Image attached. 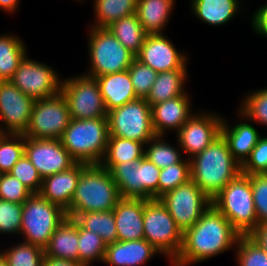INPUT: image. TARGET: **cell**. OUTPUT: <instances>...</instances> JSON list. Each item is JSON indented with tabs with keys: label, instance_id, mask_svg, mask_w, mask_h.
Returning a JSON list of instances; mask_svg holds the SVG:
<instances>
[{
	"label": "cell",
	"instance_id": "cell-47",
	"mask_svg": "<svg viewBox=\"0 0 267 266\" xmlns=\"http://www.w3.org/2000/svg\"><path fill=\"white\" fill-rule=\"evenodd\" d=\"M258 225L267 223V174L250 175Z\"/></svg>",
	"mask_w": 267,
	"mask_h": 266
},
{
	"label": "cell",
	"instance_id": "cell-7",
	"mask_svg": "<svg viewBox=\"0 0 267 266\" xmlns=\"http://www.w3.org/2000/svg\"><path fill=\"white\" fill-rule=\"evenodd\" d=\"M87 36L90 66L85 75L99 77L128 70L135 55L107 28L90 27Z\"/></svg>",
	"mask_w": 267,
	"mask_h": 266
},
{
	"label": "cell",
	"instance_id": "cell-15",
	"mask_svg": "<svg viewBox=\"0 0 267 266\" xmlns=\"http://www.w3.org/2000/svg\"><path fill=\"white\" fill-rule=\"evenodd\" d=\"M34 102L11 81H0V133L23 134Z\"/></svg>",
	"mask_w": 267,
	"mask_h": 266
},
{
	"label": "cell",
	"instance_id": "cell-45",
	"mask_svg": "<svg viewBox=\"0 0 267 266\" xmlns=\"http://www.w3.org/2000/svg\"><path fill=\"white\" fill-rule=\"evenodd\" d=\"M32 194L16 177L0 174V199L23 204Z\"/></svg>",
	"mask_w": 267,
	"mask_h": 266
},
{
	"label": "cell",
	"instance_id": "cell-19",
	"mask_svg": "<svg viewBox=\"0 0 267 266\" xmlns=\"http://www.w3.org/2000/svg\"><path fill=\"white\" fill-rule=\"evenodd\" d=\"M87 165L76 163L66 171L43 178L39 194L66 210L71 204L79 176Z\"/></svg>",
	"mask_w": 267,
	"mask_h": 266
},
{
	"label": "cell",
	"instance_id": "cell-17",
	"mask_svg": "<svg viewBox=\"0 0 267 266\" xmlns=\"http://www.w3.org/2000/svg\"><path fill=\"white\" fill-rule=\"evenodd\" d=\"M186 54L177 50L164 34H147L135 57L159 73L174 69H187L189 58Z\"/></svg>",
	"mask_w": 267,
	"mask_h": 266
},
{
	"label": "cell",
	"instance_id": "cell-32",
	"mask_svg": "<svg viewBox=\"0 0 267 266\" xmlns=\"http://www.w3.org/2000/svg\"><path fill=\"white\" fill-rule=\"evenodd\" d=\"M110 172L121 198L141 199L140 160L117 164Z\"/></svg>",
	"mask_w": 267,
	"mask_h": 266
},
{
	"label": "cell",
	"instance_id": "cell-12",
	"mask_svg": "<svg viewBox=\"0 0 267 266\" xmlns=\"http://www.w3.org/2000/svg\"><path fill=\"white\" fill-rule=\"evenodd\" d=\"M158 199L182 232L192 227L212 205V200L191 179Z\"/></svg>",
	"mask_w": 267,
	"mask_h": 266
},
{
	"label": "cell",
	"instance_id": "cell-20",
	"mask_svg": "<svg viewBox=\"0 0 267 266\" xmlns=\"http://www.w3.org/2000/svg\"><path fill=\"white\" fill-rule=\"evenodd\" d=\"M117 241L144 239V199L121 198L113 209Z\"/></svg>",
	"mask_w": 267,
	"mask_h": 266
},
{
	"label": "cell",
	"instance_id": "cell-11",
	"mask_svg": "<svg viewBox=\"0 0 267 266\" xmlns=\"http://www.w3.org/2000/svg\"><path fill=\"white\" fill-rule=\"evenodd\" d=\"M71 121L67 101L60 91L56 95L35 100L25 137L60 140Z\"/></svg>",
	"mask_w": 267,
	"mask_h": 266
},
{
	"label": "cell",
	"instance_id": "cell-30",
	"mask_svg": "<svg viewBox=\"0 0 267 266\" xmlns=\"http://www.w3.org/2000/svg\"><path fill=\"white\" fill-rule=\"evenodd\" d=\"M106 28L135 56L139 53L147 35L136 13L118 19Z\"/></svg>",
	"mask_w": 267,
	"mask_h": 266
},
{
	"label": "cell",
	"instance_id": "cell-1",
	"mask_svg": "<svg viewBox=\"0 0 267 266\" xmlns=\"http://www.w3.org/2000/svg\"><path fill=\"white\" fill-rule=\"evenodd\" d=\"M241 234L213 205L183 232V243L171 266H191L236 247Z\"/></svg>",
	"mask_w": 267,
	"mask_h": 266
},
{
	"label": "cell",
	"instance_id": "cell-43",
	"mask_svg": "<svg viewBox=\"0 0 267 266\" xmlns=\"http://www.w3.org/2000/svg\"><path fill=\"white\" fill-rule=\"evenodd\" d=\"M160 171L146 156L140 159L141 199H158Z\"/></svg>",
	"mask_w": 267,
	"mask_h": 266
},
{
	"label": "cell",
	"instance_id": "cell-25",
	"mask_svg": "<svg viewBox=\"0 0 267 266\" xmlns=\"http://www.w3.org/2000/svg\"><path fill=\"white\" fill-rule=\"evenodd\" d=\"M191 1L190 8L195 17L210 26L227 24L235 15L240 13L239 9H242L241 0Z\"/></svg>",
	"mask_w": 267,
	"mask_h": 266
},
{
	"label": "cell",
	"instance_id": "cell-24",
	"mask_svg": "<svg viewBox=\"0 0 267 266\" xmlns=\"http://www.w3.org/2000/svg\"><path fill=\"white\" fill-rule=\"evenodd\" d=\"M96 78L107 112L138 99L128 70Z\"/></svg>",
	"mask_w": 267,
	"mask_h": 266
},
{
	"label": "cell",
	"instance_id": "cell-38",
	"mask_svg": "<svg viewBox=\"0 0 267 266\" xmlns=\"http://www.w3.org/2000/svg\"><path fill=\"white\" fill-rule=\"evenodd\" d=\"M191 179L190 160L184 159L161 169L158 181V198Z\"/></svg>",
	"mask_w": 267,
	"mask_h": 266
},
{
	"label": "cell",
	"instance_id": "cell-49",
	"mask_svg": "<svg viewBox=\"0 0 267 266\" xmlns=\"http://www.w3.org/2000/svg\"><path fill=\"white\" fill-rule=\"evenodd\" d=\"M249 236L267 253V223L258 225Z\"/></svg>",
	"mask_w": 267,
	"mask_h": 266
},
{
	"label": "cell",
	"instance_id": "cell-42",
	"mask_svg": "<svg viewBox=\"0 0 267 266\" xmlns=\"http://www.w3.org/2000/svg\"><path fill=\"white\" fill-rule=\"evenodd\" d=\"M23 204L0 199V235L21 233Z\"/></svg>",
	"mask_w": 267,
	"mask_h": 266
},
{
	"label": "cell",
	"instance_id": "cell-13",
	"mask_svg": "<svg viewBox=\"0 0 267 266\" xmlns=\"http://www.w3.org/2000/svg\"><path fill=\"white\" fill-rule=\"evenodd\" d=\"M58 76L54 68L26 54L10 81L25 95L40 100L61 91L62 79Z\"/></svg>",
	"mask_w": 267,
	"mask_h": 266
},
{
	"label": "cell",
	"instance_id": "cell-14",
	"mask_svg": "<svg viewBox=\"0 0 267 266\" xmlns=\"http://www.w3.org/2000/svg\"><path fill=\"white\" fill-rule=\"evenodd\" d=\"M223 117L218 112L196 111L183 124L176 133V142L187 159L201 153L221 135Z\"/></svg>",
	"mask_w": 267,
	"mask_h": 266
},
{
	"label": "cell",
	"instance_id": "cell-3",
	"mask_svg": "<svg viewBox=\"0 0 267 266\" xmlns=\"http://www.w3.org/2000/svg\"><path fill=\"white\" fill-rule=\"evenodd\" d=\"M120 199L111 172L100 164H88L79 176L71 204L65 211L68 218L74 219L80 213L113 210Z\"/></svg>",
	"mask_w": 267,
	"mask_h": 266
},
{
	"label": "cell",
	"instance_id": "cell-29",
	"mask_svg": "<svg viewBox=\"0 0 267 266\" xmlns=\"http://www.w3.org/2000/svg\"><path fill=\"white\" fill-rule=\"evenodd\" d=\"M14 34L0 35V81H10L27 54L25 43Z\"/></svg>",
	"mask_w": 267,
	"mask_h": 266
},
{
	"label": "cell",
	"instance_id": "cell-51",
	"mask_svg": "<svg viewBox=\"0 0 267 266\" xmlns=\"http://www.w3.org/2000/svg\"><path fill=\"white\" fill-rule=\"evenodd\" d=\"M21 0H0V10L12 14L18 9Z\"/></svg>",
	"mask_w": 267,
	"mask_h": 266
},
{
	"label": "cell",
	"instance_id": "cell-46",
	"mask_svg": "<svg viewBox=\"0 0 267 266\" xmlns=\"http://www.w3.org/2000/svg\"><path fill=\"white\" fill-rule=\"evenodd\" d=\"M246 175L267 174V136H261L249 157L241 165Z\"/></svg>",
	"mask_w": 267,
	"mask_h": 266
},
{
	"label": "cell",
	"instance_id": "cell-26",
	"mask_svg": "<svg viewBox=\"0 0 267 266\" xmlns=\"http://www.w3.org/2000/svg\"><path fill=\"white\" fill-rule=\"evenodd\" d=\"M176 0H137L136 15L147 34H165Z\"/></svg>",
	"mask_w": 267,
	"mask_h": 266
},
{
	"label": "cell",
	"instance_id": "cell-36",
	"mask_svg": "<svg viewBox=\"0 0 267 266\" xmlns=\"http://www.w3.org/2000/svg\"><path fill=\"white\" fill-rule=\"evenodd\" d=\"M106 243L93 231L82 228L79 225L78 262L92 266L94 262H103Z\"/></svg>",
	"mask_w": 267,
	"mask_h": 266
},
{
	"label": "cell",
	"instance_id": "cell-39",
	"mask_svg": "<svg viewBox=\"0 0 267 266\" xmlns=\"http://www.w3.org/2000/svg\"><path fill=\"white\" fill-rule=\"evenodd\" d=\"M237 266H267V253L249 235H241L234 248Z\"/></svg>",
	"mask_w": 267,
	"mask_h": 266
},
{
	"label": "cell",
	"instance_id": "cell-10",
	"mask_svg": "<svg viewBox=\"0 0 267 266\" xmlns=\"http://www.w3.org/2000/svg\"><path fill=\"white\" fill-rule=\"evenodd\" d=\"M61 92L64 95L71 119L107 118V110L94 77L84 73L62 79Z\"/></svg>",
	"mask_w": 267,
	"mask_h": 266
},
{
	"label": "cell",
	"instance_id": "cell-4",
	"mask_svg": "<svg viewBox=\"0 0 267 266\" xmlns=\"http://www.w3.org/2000/svg\"><path fill=\"white\" fill-rule=\"evenodd\" d=\"M108 137V118L71 119L60 141L77 163L100 164Z\"/></svg>",
	"mask_w": 267,
	"mask_h": 266
},
{
	"label": "cell",
	"instance_id": "cell-31",
	"mask_svg": "<svg viewBox=\"0 0 267 266\" xmlns=\"http://www.w3.org/2000/svg\"><path fill=\"white\" fill-rule=\"evenodd\" d=\"M95 22L91 27L106 28L114 21L136 13L137 0H93Z\"/></svg>",
	"mask_w": 267,
	"mask_h": 266
},
{
	"label": "cell",
	"instance_id": "cell-21",
	"mask_svg": "<svg viewBox=\"0 0 267 266\" xmlns=\"http://www.w3.org/2000/svg\"><path fill=\"white\" fill-rule=\"evenodd\" d=\"M238 118H241L236 125H229L227 120L223 118L221 126V135L226 140L229 150L233 158L242 165L245 160L249 157L252 149L258 143L261 134L251 125V121L243 115L239 110ZM243 118V119H242ZM250 122V123H249Z\"/></svg>",
	"mask_w": 267,
	"mask_h": 266
},
{
	"label": "cell",
	"instance_id": "cell-22",
	"mask_svg": "<svg viewBox=\"0 0 267 266\" xmlns=\"http://www.w3.org/2000/svg\"><path fill=\"white\" fill-rule=\"evenodd\" d=\"M159 254L145 239L116 241L107 245L103 263L109 266H142Z\"/></svg>",
	"mask_w": 267,
	"mask_h": 266
},
{
	"label": "cell",
	"instance_id": "cell-35",
	"mask_svg": "<svg viewBox=\"0 0 267 266\" xmlns=\"http://www.w3.org/2000/svg\"><path fill=\"white\" fill-rule=\"evenodd\" d=\"M0 253L9 266H42L45 259L42 247L22 241L1 250Z\"/></svg>",
	"mask_w": 267,
	"mask_h": 266
},
{
	"label": "cell",
	"instance_id": "cell-41",
	"mask_svg": "<svg viewBox=\"0 0 267 266\" xmlns=\"http://www.w3.org/2000/svg\"><path fill=\"white\" fill-rule=\"evenodd\" d=\"M128 72L137 97L146 98L158 73L136 57L128 68Z\"/></svg>",
	"mask_w": 267,
	"mask_h": 266
},
{
	"label": "cell",
	"instance_id": "cell-28",
	"mask_svg": "<svg viewBox=\"0 0 267 266\" xmlns=\"http://www.w3.org/2000/svg\"><path fill=\"white\" fill-rule=\"evenodd\" d=\"M145 144L139 141L109 136L105 154L100 165L111 171L117 164L139 161L145 156Z\"/></svg>",
	"mask_w": 267,
	"mask_h": 266
},
{
	"label": "cell",
	"instance_id": "cell-18",
	"mask_svg": "<svg viewBox=\"0 0 267 266\" xmlns=\"http://www.w3.org/2000/svg\"><path fill=\"white\" fill-rule=\"evenodd\" d=\"M191 97L184 93L151 107L152 124L156 135H167L173 129L177 133L183 124L194 114Z\"/></svg>",
	"mask_w": 267,
	"mask_h": 266
},
{
	"label": "cell",
	"instance_id": "cell-6",
	"mask_svg": "<svg viewBox=\"0 0 267 266\" xmlns=\"http://www.w3.org/2000/svg\"><path fill=\"white\" fill-rule=\"evenodd\" d=\"M67 217L62 207L49 202L39 193H33L22 207L20 235L23 236V242L44 249L54 231Z\"/></svg>",
	"mask_w": 267,
	"mask_h": 266
},
{
	"label": "cell",
	"instance_id": "cell-27",
	"mask_svg": "<svg viewBox=\"0 0 267 266\" xmlns=\"http://www.w3.org/2000/svg\"><path fill=\"white\" fill-rule=\"evenodd\" d=\"M188 79L187 69L159 72L145 99L152 107L168 99L180 96L186 93L185 83Z\"/></svg>",
	"mask_w": 267,
	"mask_h": 266
},
{
	"label": "cell",
	"instance_id": "cell-5",
	"mask_svg": "<svg viewBox=\"0 0 267 266\" xmlns=\"http://www.w3.org/2000/svg\"><path fill=\"white\" fill-rule=\"evenodd\" d=\"M211 200L241 235L258 226L250 175L239 173Z\"/></svg>",
	"mask_w": 267,
	"mask_h": 266
},
{
	"label": "cell",
	"instance_id": "cell-23",
	"mask_svg": "<svg viewBox=\"0 0 267 266\" xmlns=\"http://www.w3.org/2000/svg\"><path fill=\"white\" fill-rule=\"evenodd\" d=\"M79 224L66 218L54 231L44 248L45 257L78 262Z\"/></svg>",
	"mask_w": 267,
	"mask_h": 266
},
{
	"label": "cell",
	"instance_id": "cell-2",
	"mask_svg": "<svg viewBox=\"0 0 267 266\" xmlns=\"http://www.w3.org/2000/svg\"><path fill=\"white\" fill-rule=\"evenodd\" d=\"M189 160L191 180L210 199L241 173V165L233 158L222 135Z\"/></svg>",
	"mask_w": 267,
	"mask_h": 266
},
{
	"label": "cell",
	"instance_id": "cell-37",
	"mask_svg": "<svg viewBox=\"0 0 267 266\" xmlns=\"http://www.w3.org/2000/svg\"><path fill=\"white\" fill-rule=\"evenodd\" d=\"M24 153L23 134L0 133V174L9 173Z\"/></svg>",
	"mask_w": 267,
	"mask_h": 266
},
{
	"label": "cell",
	"instance_id": "cell-8",
	"mask_svg": "<svg viewBox=\"0 0 267 266\" xmlns=\"http://www.w3.org/2000/svg\"><path fill=\"white\" fill-rule=\"evenodd\" d=\"M144 239L173 262L183 243V232L159 199H144Z\"/></svg>",
	"mask_w": 267,
	"mask_h": 266
},
{
	"label": "cell",
	"instance_id": "cell-16",
	"mask_svg": "<svg viewBox=\"0 0 267 266\" xmlns=\"http://www.w3.org/2000/svg\"><path fill=\"white\" fill-rule=\"evenodd\" d=\"M43 178L66 171L77 162L58 139L25 137V153Z\"/></svg>",
	"mask_w": 267,
	"mask_h": 266
},
{
	"label": "cell",
	"instance_id": "cell-34",
	"mask_svg": "<svg viewBox=\"0 0 267 266\" xmlns=\"http://www.w3.org/2000/svg\"><path fill=\"white\" fill-rule=\"evenodd\" d=\"M145 156L159 169L181 162L184 157L182 149L166 141L165 135H156L145 144ZM183 157V158H182Z\"/></svg>",
	"mask_w": 267,
	"mask_h": 266
},
{
	"label": "cell",
	"instance_id": "cell-48",
	"mask_svg": "<svg viewBox=\"0 0 267 266\" xmlns=\"http://www.w3.org/2000/svg\"><path fill=\"white\" fill-rule=\"evenodd\" d=\"M251 18V27L254 33L262 38H267V3L257 7Z\"/></svg>",
	"mask_w": 267,
	"mask_h": 266
},
{
	"label": "cell",
	"instance_id": "cell-9",
	"mask_svg": "<svg viewBox=\"0 0 267 266\" xmlns=\"http://www.w3.org/2000/svg\"><path fill=\"white\" fill-rule=\"evenodd\" d=\"M109 136L146 144L156 136L152 124L151 106L145 98H138L107 113Z\"/></svg>",
	"mask_w": 267,
	"mask_h": 266
},
{
	"label": "cell",
	"instance_id": "cell-40",
	"mask_svg": "<svg viewBox=\"0 0 267 266\" xmlns=\"http://www.w3.org/2000/svg\"><path fill=\"white\" fill-rule=\"evenodd\" d=\"M239 108L249 121L267 126V86L245 95Z\"/></svg>",
	"mask_w": 267,
	"mask_h": 266
},
{
	"label": "cell",
	"instance_id": "cell-44",
	"mask_svg": "<svg viewBox=\"0 0 267 266\" xmlns=\"http://www.w3.org/2000/svg\"><path fill=\"white\" fill-rule=\"evenodd\" d=\"M9 174L21 181L32 193H39L43 179L25 154Z\"/></svg>",
	"mask_w": 267,
	"mask_h": 266
},
{
	"label": "cell",
	"instance_id": "cell-52",
	"mask_svg": "<svg viewBox=\"0 0 267 266\" xmlns=\"http://www.w3.org/2000/svg\"><path fill=\"white\" fill-rule=\"evenodd\" d=\"M0 266H9L6 259L0 253Z\"/></svg>",
	"mask_w": 267,
	"mask_h": 266
},
{
	"label": "cell",
	"instance_id": "cell-50",
	"mask_svg": "<svg viewBox=\"0 0 267 266\" xmlns=\"http://www.w3.org/2000/svg\"><path fill=\"white\" fill-rule=\"evenodd\" d=\"M42 266H86L80 262L45 257Z\"/></svg>",
	"mask_w": 267,
	"mask_h": 266
},
{
	"label": "cell",
	"instance_id": "cell-33",
	"mask_svg": "<svg viewBox=\"0 0 267 266\" xmlns=\"http://www.w3.org/2000/svg\"><path fill=\"white\" fill-rule=\"evenodd\" d=\"M74 220L82 228L97 233L106 245L117 241V228L113 210L80 213Z\"/></svg>",
	"mask_w": 267,
	"mask_h": 266
}]
</instances>
